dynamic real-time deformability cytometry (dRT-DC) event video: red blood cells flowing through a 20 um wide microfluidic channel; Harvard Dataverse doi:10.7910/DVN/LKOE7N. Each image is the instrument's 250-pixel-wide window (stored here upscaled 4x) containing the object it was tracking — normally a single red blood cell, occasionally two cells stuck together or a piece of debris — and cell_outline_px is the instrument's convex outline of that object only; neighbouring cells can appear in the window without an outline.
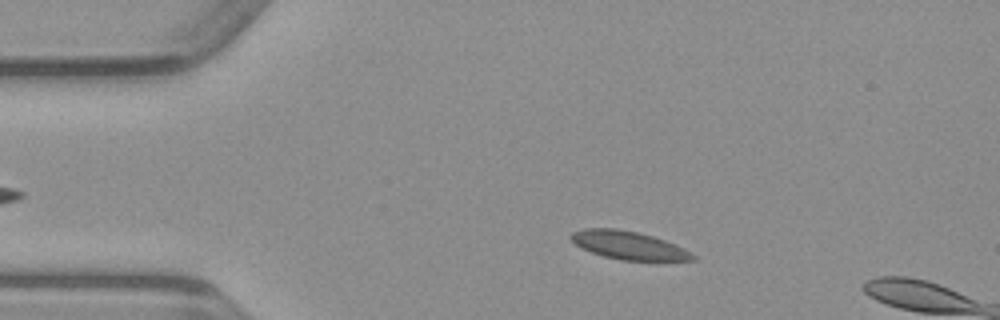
{"species": "common noctule bat (a hibernating species)", "species_latin": "Nyctalus noctula", "temperature_condition": "warm", "stored_images_in_passage": 14, "camera_frame_rate_fps": 3000, "um_per_image_px": 0.085, "animal": {"sex": "male", "body_mass_g": 23.1, "forearm_length_mm": 52.7}, "frame": {"image": 1, "passage_image": 8, "time_ms": 2.333, "image_size_px": [1000, 320], "cell_outline_px": [[696, 260], [620, 260], [604, 256], [580, 248], [568, 236], [572, 232], [584, 228], [616, 228], [636, 232], [652, 236], [664, 240], [684, 248], [696, 256]], "centroid_in_image_um": [53.39, 20.84], "position_along_channel_um": 31.6, "area_um2": 19.83}}